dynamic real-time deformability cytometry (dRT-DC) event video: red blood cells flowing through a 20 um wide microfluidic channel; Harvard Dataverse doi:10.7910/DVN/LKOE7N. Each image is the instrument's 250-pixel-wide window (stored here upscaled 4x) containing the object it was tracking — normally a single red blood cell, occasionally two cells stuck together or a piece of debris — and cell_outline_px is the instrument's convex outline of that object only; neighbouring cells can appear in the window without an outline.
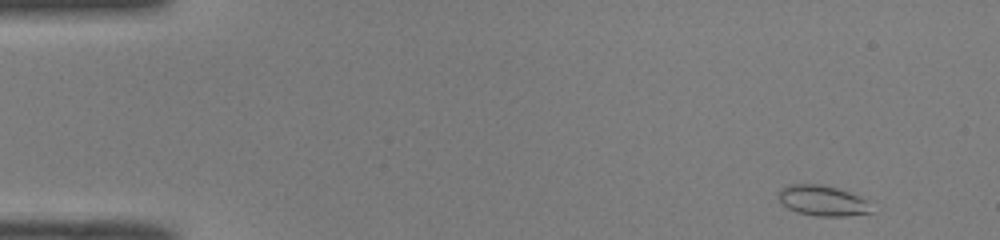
{"species": "common noctule bat (a hibernating species)", "species_latin": "Nyctalus noctula", "temperature_condition": "room temperature", "stored_images_in_passage": 47, "camera_frame_rate_fps": 3000, "um_per_image_px": 0.085, "animal": {"sex": "male", "body_mass_g": 19.0, "forearm_length_mm": 50.8}, "frame": {"image": 1, "passage_image": 1, "time_ms": 0.0, "image_size_px": [1000, 240], "cell_outline_px": [[872, 212], [844, 216], [816, 216], [796, 212], [788, 208], [776, 196], [780, 188], [788, 184], [820, 184], [836, 188], [848, 192], [864, 200]], "centroid_in_image_um": [69.81, 17.05], "position_along_channel_um": 15.2, "area_um2": 16.18}}
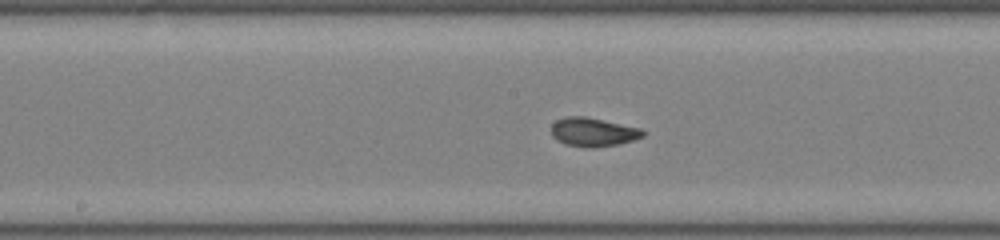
{"frame": {"image": 2, "passage_image": 23, "time_ms": 7.333, "image_size_px": [1000, 240], "cell_outline_px": [[648, 132], [644, 136], [620, 144], [592, 148], [588, 148], [564, 144], [556, 140], [552, 136], [552, 124], [556, 120], [568, 116], [584, 116], [640, 128]], "centroid_in_image_um": [50.42, 11.23], "position_along_channel_um": 197.8, "area_um2": 15.43}}
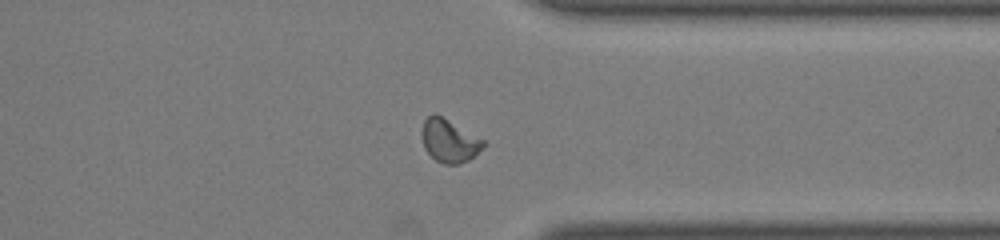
{"frame": {"image": 3, "passage_image": 36, "time_ms": 11.667, "image_size_px": [1000, 240], "cell_outline_px": [[488, 144], [468, 160], [460, 164], [444, 164], [436, 160], [424, 148], [424, 120], [432, 112], [436, 112], [484, 140]], "centroid_in_image_um": [38.23, 11.95], "position_along_channel_um": 373.2, "area_um2": 15.26}, "authors_computed_cell_mechanics": {"area_um2": 15.2592, "velocity_mm_per_s": 4.0852, "shape_relaxation_time_tau1_ms": 5.6394, "shape_relaxation_time_tau2_ms": 0.9802, "deformation_change_tau1": 0.1736, "deformation_change_tau2": 0.0566}}